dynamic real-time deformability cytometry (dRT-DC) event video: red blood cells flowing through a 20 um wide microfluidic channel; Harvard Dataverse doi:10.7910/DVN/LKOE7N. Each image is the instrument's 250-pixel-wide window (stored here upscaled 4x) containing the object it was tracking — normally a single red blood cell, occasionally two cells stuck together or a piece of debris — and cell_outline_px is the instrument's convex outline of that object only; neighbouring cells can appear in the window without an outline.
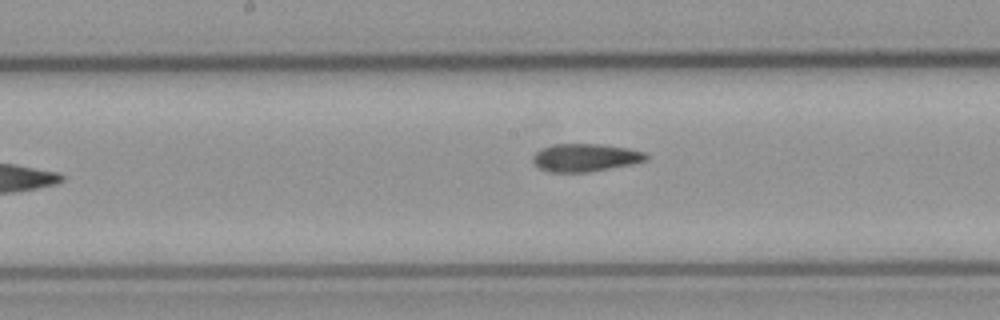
{"species": "common noctule bat (a hibernating species)", "species_latin": "Nyctalus noctula", "temperature_condition": "cold", "stored_images_in_passage": 6, "camera_frame_rate_fps": 3000, "um_per_image_px": 0.085, "animal": {"sex": "male", "body_mass_g": 23.1, "forearm_length_mm": 52.7}, "frame": {"image": 1, "passage_image": 6, "time_ms": 7.0, "image_size_px": [1000, 320], "cell_outline_px": [[648, 160], [632, 164], [588, 172], [548, 172], [532, 164], [532, 156], [536, 152], [552, 144], [600, 144], [628, 148], [644, 152], [648, 156]], "centroid_in_image_um": [49.73, 13.4], "position_along_channel_um": 198.5, "area_um2": 18.44}}